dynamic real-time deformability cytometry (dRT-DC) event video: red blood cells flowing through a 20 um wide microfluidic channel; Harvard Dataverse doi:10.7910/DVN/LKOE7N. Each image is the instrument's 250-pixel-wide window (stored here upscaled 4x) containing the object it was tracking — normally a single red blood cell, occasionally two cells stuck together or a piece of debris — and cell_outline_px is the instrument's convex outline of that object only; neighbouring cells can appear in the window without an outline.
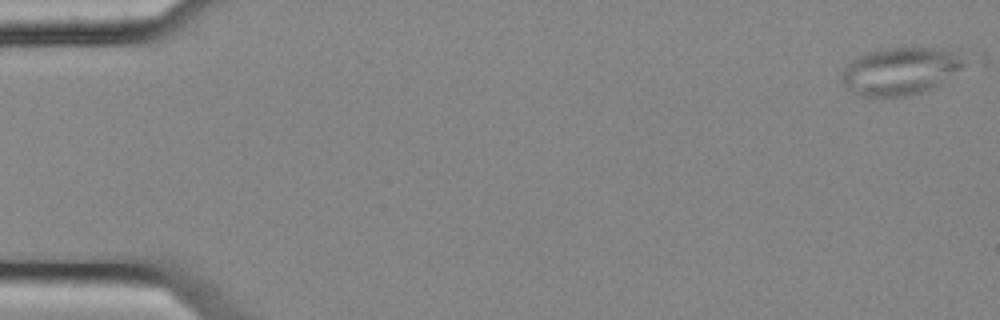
{"species": "common noctule bat (a hibernating species)", "species_latin": "Nyctalus noctula", "temperature_condition": "cold", "stored_images_in_passage": 4, "camera_frame_rate_fps": 3000, "um_per_image_px": 0.085, "animal": {"sex": "female", "body_mass_g": 25.1}, "frame": {"image": 1, "passage_image": 1, "time_ms": 0.0, "image_size_px": [1000, 320], "cell_outline_px": [[968, 64], [936, 84], [920, 92], [908, 96], [860, 96], [848, 88], [840, 80], [840, 72], [852, 60], [868, 52], [888, 48], [940, 48], [952, 52]], "centroid_in_image_um": [76.44, 6.04], "position_along_channel_um": 8.6, "area_um2": 33.06}}